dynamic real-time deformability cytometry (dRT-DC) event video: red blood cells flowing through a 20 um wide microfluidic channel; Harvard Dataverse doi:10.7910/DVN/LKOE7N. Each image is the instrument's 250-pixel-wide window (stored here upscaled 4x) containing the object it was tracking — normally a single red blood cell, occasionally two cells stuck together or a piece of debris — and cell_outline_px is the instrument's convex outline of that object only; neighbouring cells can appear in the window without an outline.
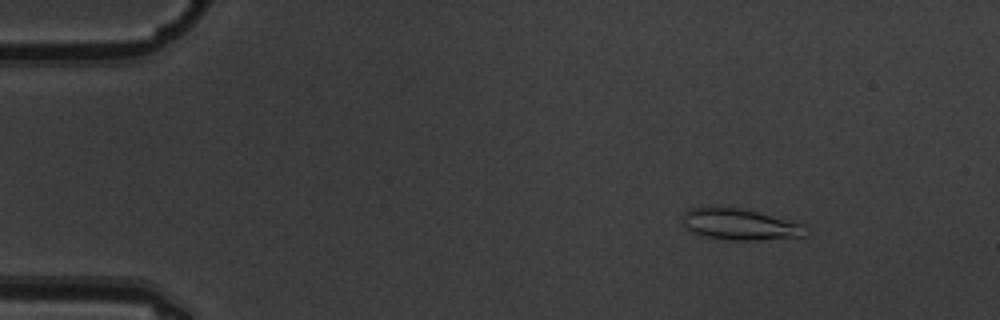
{"species": "common noctule bat (a hibernating species)", "species_latin": "Nyctalus noctula", "temperature_condition": "warm", "stored_images_in_passage": 9, "camera_frame_rate_fps": 3000, "um_per_image_px": 0.085, "animal": {"sex": "male", "body_mass_g": 19.5, "forearm_length_mm": 54.6}, "frame": {"image": 1, "passage_image": 1, "time_ms": 0.0, "image_size_px": [1000, 320], "cell_outline_px": [[808, 236], [760, 240], [728, 240], [704, 236], [692, 232], [684, 224], [680, 216], [688, 208], [740, 208], [804, 224]], "centroid_in_image_um": [62.89, 19.09], "position_along_channel_um": 22.1, "area_um2": 22.2}}
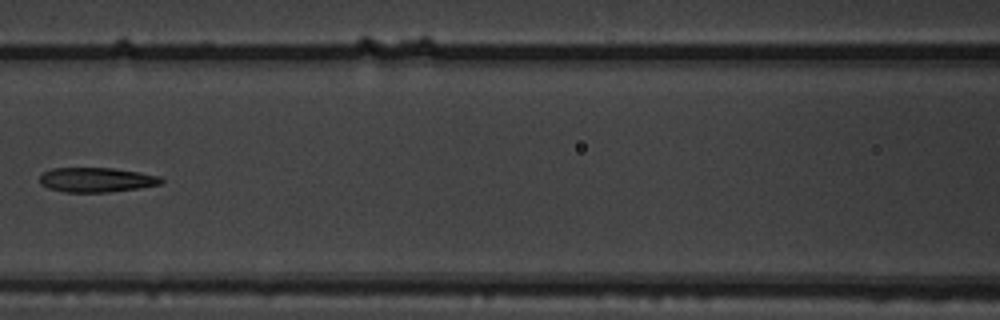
{"frame": {"image": 2, "passage_image": 6, "time_ms": 1.667, "image_size_px": [1000, 320], "cell_outline_px": [[164, 180], [160, 184], [140, 188], [108, 192], [64, 192], [48, 188], [40, 184], [40, 176], [44, 172], [52, 168], [112, 168], [140, 172], [160, 176]], "centroid_in_image_um": [8.2, 15.28], "position_along_channel_um": 158.4, "area_um2": 17.46}}
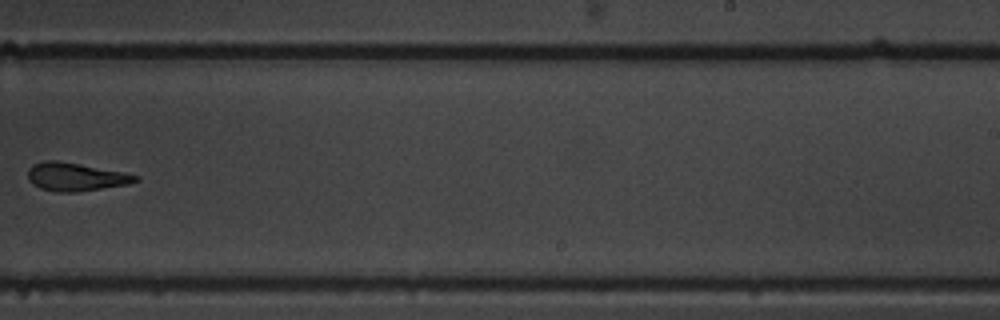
{"frame": {"image": 3, "passage_image": 9, "time_ms": 2.667, "image_size_px": [1000, 320], "cell_outline_px": [[140, 180], [128, 184], [76, 192], [56, 192], [40, 188], [32, 184], [28, 180], [28, 168], [32, 164], [44, 160], [56, 160], [80, 164], [124, 172], [140, 176]], "centroid_in_image_um": [6.41, 15.02], "position_along_channel_um": 282.6, "area_um2": 17.8}}